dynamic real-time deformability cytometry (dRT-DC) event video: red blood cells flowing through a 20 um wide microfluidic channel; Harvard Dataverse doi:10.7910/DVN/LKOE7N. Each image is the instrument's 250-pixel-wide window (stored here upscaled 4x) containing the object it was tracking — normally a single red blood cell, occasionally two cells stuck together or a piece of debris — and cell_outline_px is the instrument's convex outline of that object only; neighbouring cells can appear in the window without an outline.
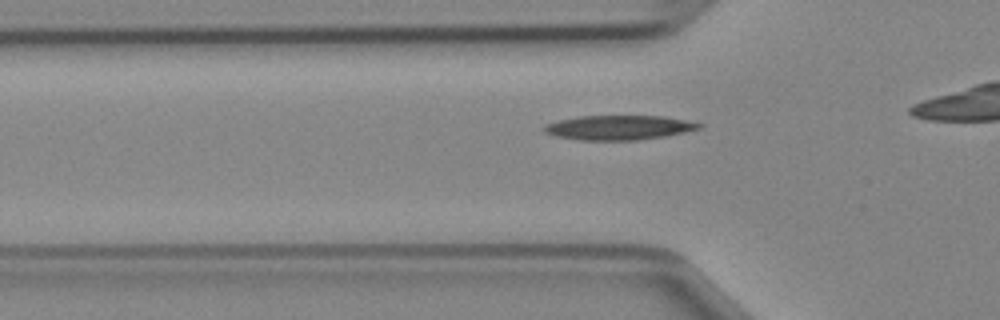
{"species": "Egyptian fruit bat (a non-hibernating species)", "species_latin": "Rousettus aegyptiacus", "temperature_condition": "cold", "stored_images_in_passage": 33, "camera_frame_rate_fps": 3000, "um_per_image_px": 0.085, "animal": {"sex": "female"}, "frame": {"image": 1, "passage_image": 10, "time_ms": 3.0, "image_size_px": [1000, 320], "cell_outline_px": [[704, 124], [700, 128], [684, 132], [664, 136], [640, 140], [580, 140], [556, 136], [544, 132], [540, 128], [544, 124], [556, 120], [576, 116], [664, 116], [688, 120]], "centroid_in_image_um": [52.55, 10.83], "position_along_channel_um": 73.3, "area_um2": 22.37}}
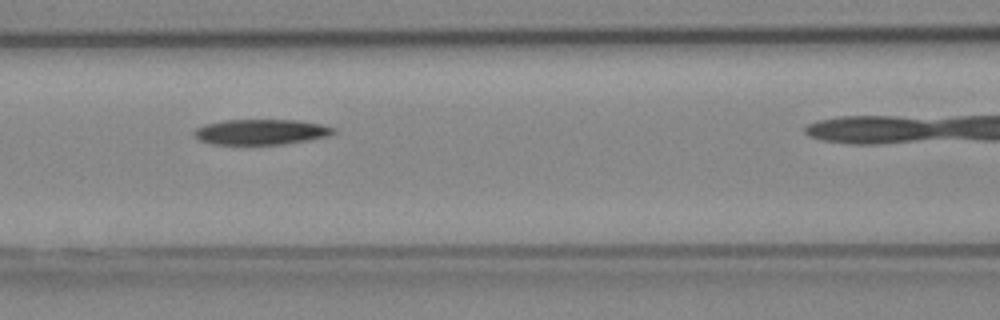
{"frame": {"image": 2, "passage_image": 15, "time_ms": 4.667, "image_size_px": [1000, 320], "cell_outline_px": [[336, 132], [328, 136], [308, 140], [284, 144], [212, 144], [200, 140], [192, 132], [196, 128], [204, 124], [224, 120], [300, 120], [320, 124], [336, 128]], "centroid_in_image_um": [22.2, 11.21], "position_along_channel_um": 144.4, "area_um2": 20.63}}